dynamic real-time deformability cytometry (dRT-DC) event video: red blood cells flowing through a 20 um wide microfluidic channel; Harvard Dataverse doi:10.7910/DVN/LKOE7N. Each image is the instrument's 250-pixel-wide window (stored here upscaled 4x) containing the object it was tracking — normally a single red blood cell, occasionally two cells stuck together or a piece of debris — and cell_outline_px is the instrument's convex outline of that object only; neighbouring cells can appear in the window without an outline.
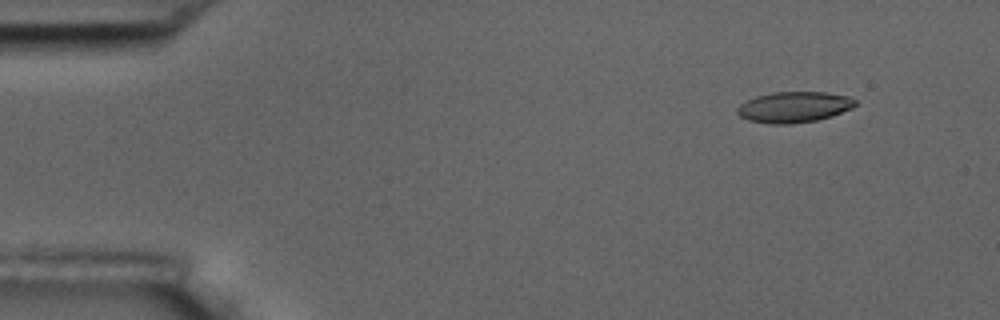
{"species": "common noctule bat (a hibernating species)", "species_latin": "Nyctalus noctula", "temperature_condition": "room temperature", "stored_images_in_passage": 4, "camera_frame_rate_fps": 3000, "um_per_image_px": 0.085, "animal": {"sex": "male", "body_mass_g": 17.5, "forearm_length_mm": 52.3}, "frame": {"image": 1, "passage_image": 1, "time_ms": 0.0, "image_size_px": [1000, 320], "cell_outline_px": [[856, 104], [852, 108], [832, 116], [816, 120], [792, 124], [772, 124], [748, 120], [740, 116], [736, 112], [736, 108], [740, 104], [756, 96], [772, 92], [828, 92], [848, 96], [856, 100]], "centroid_in_image_um": [67.49, 9.1], "position_along_channel_um": 17.5, "area_um2": 21.27}}
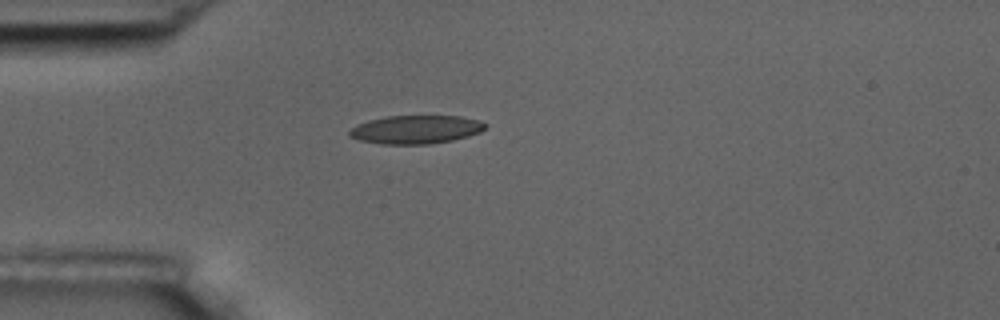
{"frame": {"image": 2, "passage_image": 4, "time_ms": 3.333, "image_size_px": [1000, 320], "cell_outline_px": [[488, 124], [480, 132], [468, 136], [452, 140], [428, 144], [380, 144], [360, 140], [348, 136], [348, 132], [356, 124], [368, 120], [388, 116], [460, 116], [480, 120]], "centroid_in_image_um": [35.34, 11.0], "position_along_channel_um": 49.7, "area_um2": 22.54}}